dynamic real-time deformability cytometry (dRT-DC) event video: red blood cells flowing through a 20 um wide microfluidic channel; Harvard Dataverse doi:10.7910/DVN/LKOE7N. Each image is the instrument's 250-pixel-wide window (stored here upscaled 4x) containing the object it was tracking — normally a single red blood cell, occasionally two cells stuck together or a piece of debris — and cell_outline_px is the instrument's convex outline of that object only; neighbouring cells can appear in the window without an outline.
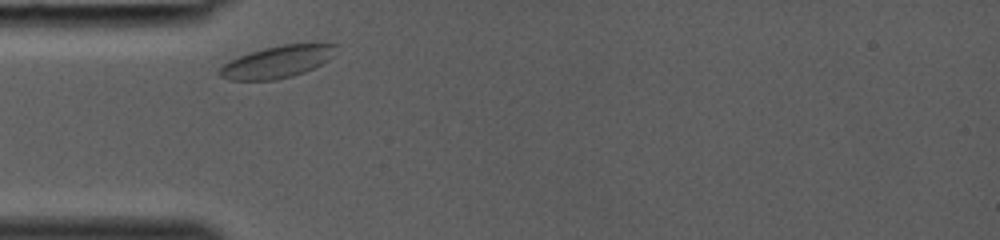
{"species": "common noctule bat (a hibernating species)", "species_latin": "Nyctalus noctula", "temperature_condition": "room temperature", "stored_images_in_passage": 23, "camera_frame_rate_fps": 3000, "um_per_image_px": 0.085, "animal": {"sex": "female", "body_mass_g": 19.0, "forearm_length_mm": 53.3}, "frame": {"image": 1, "passage_image": 1, "time_ms": 0.0, "image_size_px": [1000, 240], "cell_outline_px": [[340, 44], [332, 56], [328, 60], [304, 72], [292, 76], [276, 80], [228, 80], [220, 76], [216, 72], [228, 60], [264, 48], [284, 44]], "centroid_in_image_um": [23.54, 5.27], "position_along_channel_um": 61.5, "area_um2": 21.62}}
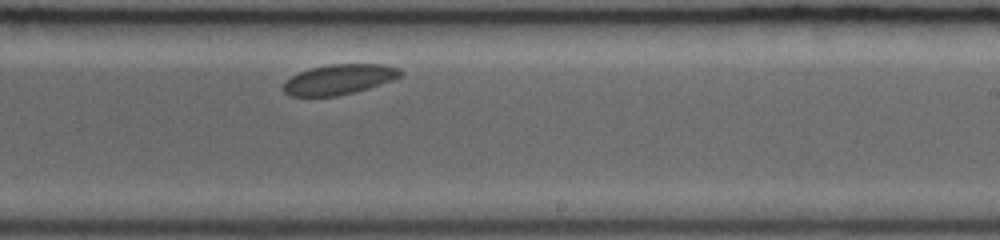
{"frame": {"image": 2, "passage_image": 14, "time_ms": 4.333, "image_size_px": [1000, 240], "cell_outline_px": [[404, 72], [400, 76], [392, 80], [368, 88], [336, 96], [288, 96], [284, 92], [284, 84], [292, 76], [300, 72], [312, 68], [328, 64], [384, 64], [400, 68]], "centroid_in_image_um": [28.85, 6.74], "position_along_channel_um": 260.1, "area_um2": 20.35}}
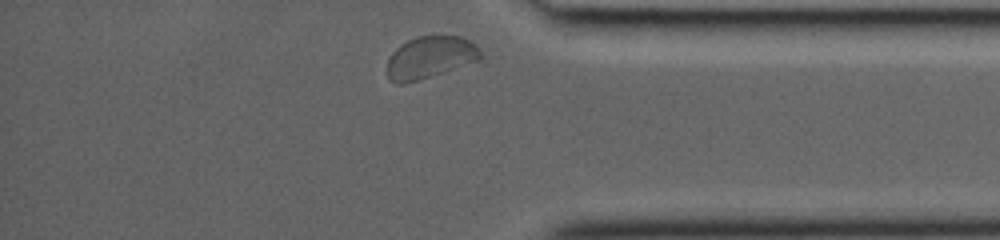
{"frame": {"image": 3, "passage_image": 23, "time_ms": 7.333, "image_size_px": [1000, 240], "cell_outline_px": [[484, 56], [480, 60], [404, 84], [396, 84], [388, 80], [388, 60], [392, 52], [400, 44], [416, 36], [460, 36], [476, 44]], "centroid_in_image_um": [36.56, 4.87], "position_along_channel_um": 398.6, "area_um2": 22.83}}